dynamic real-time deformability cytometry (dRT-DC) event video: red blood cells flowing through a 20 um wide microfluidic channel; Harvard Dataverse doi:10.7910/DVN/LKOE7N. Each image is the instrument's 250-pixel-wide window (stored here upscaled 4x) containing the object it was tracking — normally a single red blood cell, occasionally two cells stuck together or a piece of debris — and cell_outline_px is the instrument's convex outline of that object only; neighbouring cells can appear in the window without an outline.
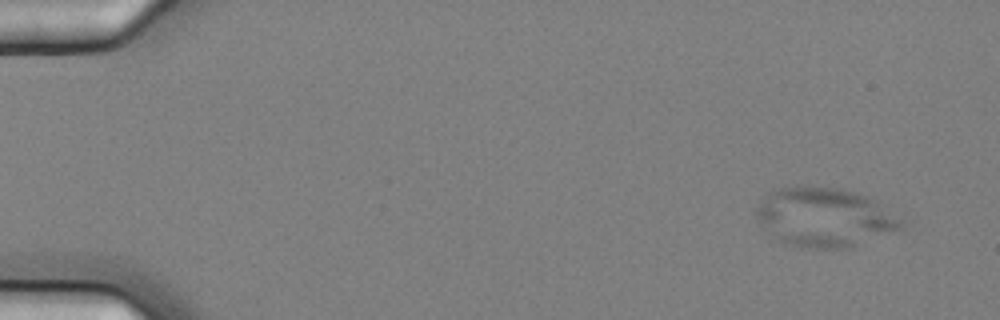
{"species": "common noctule bat (a hibernating species)", "species_latin": "Nyctalus noctula", "temperature_condition": "cold", "stored_images_in_passage": 4, "camera_frame_rate_fps": 3000, "um_per_image_px": 0.085, "animal": {"sex": "female", "body_mass_g": 25.1}, "frame": {"image": 1, "passage_image": 1, "time_ms": 0.0, "image_size_px": [1000, 320], "cell_outline_px": [[904, 228], [848, 248], [800, 248], [784, 244], [772, 236], [756, 216], [752, 208], [768, 192], [780, 188], [796, 184], [808, 184], [840, 188], [860, 192], [876, 200], [900, 220], [904, 224]], "centroid_in_image_um": [70.02, 18.43], "position_along_channel_um": 15.0, "area_um2": 50.81}}